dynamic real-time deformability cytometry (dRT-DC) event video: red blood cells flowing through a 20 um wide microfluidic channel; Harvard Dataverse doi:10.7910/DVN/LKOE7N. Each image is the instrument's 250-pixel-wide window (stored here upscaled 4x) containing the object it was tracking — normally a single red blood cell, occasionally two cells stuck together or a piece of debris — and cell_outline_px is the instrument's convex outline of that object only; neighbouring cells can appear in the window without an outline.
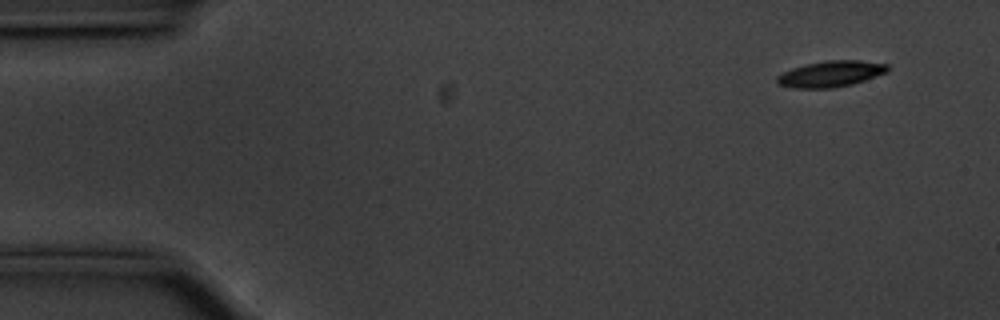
{"species": "common noctule bat (a hibernating species)", "species_latin": "Nyctalus noctula", "temperature_condition": "cold", "stored_images_in_passage": 54, "camera_frame_rate_fps": 3000, "um_per_image_px": 0.085, "animal": {"sex": "male", "body_mass_g": 20.1, "forearm_length_mm": 53.5}, "frame": {"image": 1, "passage_image": 2, "time_ms": 0.333, "image_size_px": [1000, 320], "cell_outline_px": [[888, 72], [852, 84], [832, 88], [792, 88], [780, 84], [776, 80], [776, 76], [792, 68], [804, 64], [828, 60], [860, 60], [888, 64]], "centroid_in_image_um": [70.62, 6.27], "position_along_channel_um": 14.4, "area_um2": 16.76}}
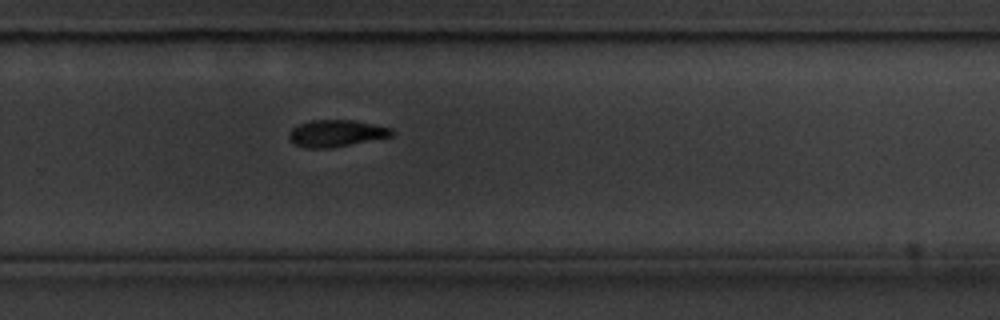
{"frame": {"image": 2, "passage_image": 35, "time_ms": 11.333, "image_size_px": [1000, 320], "cell_outline_px": [[396, 132], [392, 136], [332, 148], [304, 148], [296, 144], [288, 136], [288, 132], [292, 128], [300, 124], [312, 120], [352, 120], [392, 128]], "centroid_in_image_um": [28.59, 11.33], "position_along_channel_um": 301.2, "area_um2": 16.01}}
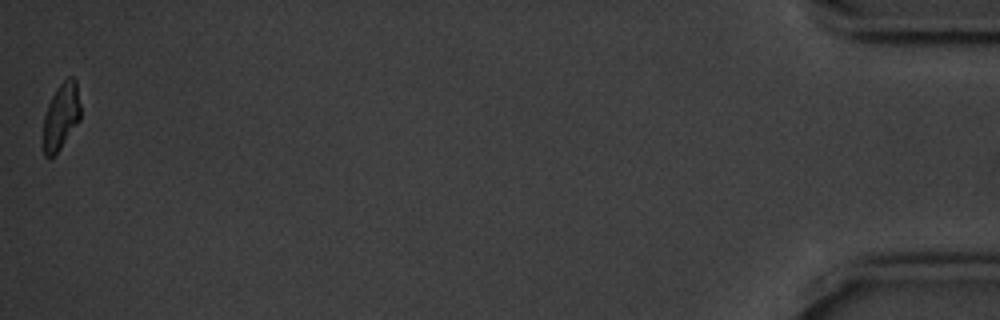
{"frame": {"image": 3, "passage_image": 54, "time_ms": 17.667, "image_size_px": [1000, 320], "cell_outline_px": [[80, 120], [60, 148], [52, 156], [44, 156], [44, 116], [48, 104], [56, 88], [68, 76], [72, 76], [76, 80], [80, 104]], "centroid_in_image_um": [5.21, 9.83], "position_along_channel_um": 430.0, "area_um2": 14.22}, "authors_computed_cell_mechanics": {"area_um2": 16.9065, "velocity_mm_per_s": 3.5379, "shape_relaxation_time_tau1_ms": 3.9357, "shape_relaxation_time_tau2_ms": null, "deformation_change_tau1": 0.1383, "deformation_change_tau2": null}}